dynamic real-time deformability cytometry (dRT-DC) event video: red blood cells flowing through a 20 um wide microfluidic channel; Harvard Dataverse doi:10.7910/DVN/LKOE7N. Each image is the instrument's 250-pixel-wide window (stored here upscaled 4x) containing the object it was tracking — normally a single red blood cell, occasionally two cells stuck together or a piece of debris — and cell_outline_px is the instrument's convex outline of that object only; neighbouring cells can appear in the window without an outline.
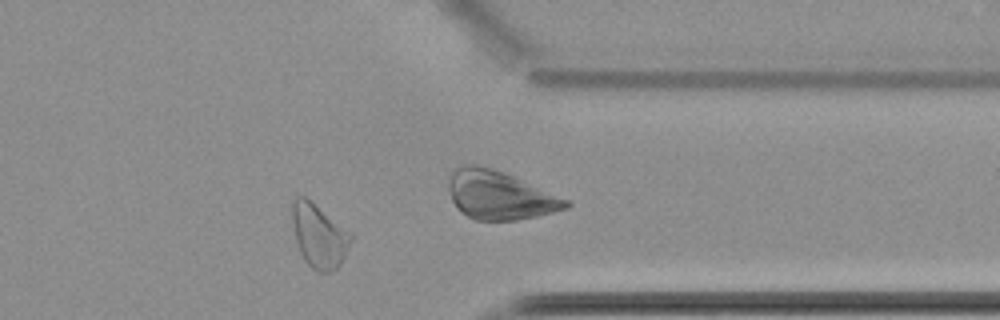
{"species": "common noctule bat (a hibernating species)", "species_latin": "Nyctalus noctula", "temperature_condition": "cold", "stored_images_in_passage": 42, "camera_frame_rate_fps": 3000, "um_per_image_px": 0.085, "animal": {"sex": "female", "body_mass_g": 22.7, "forearm_length_mm": 54.2}, "frame": {"image": 1, "passage_image": 30, "time_ms": 9.667, "image_size_px": [1000, 320], "cell_outline_px": [[356, 236], [340, 264], [336, 268], [328, 272], [316, 272], [308, 264], [300, 252], [296, 240], [292, 224], [292, 204], [296, 196], [304, 196], [312, 200]], "centroid_in_image_um": [27.15, 20.02], "position_along_channel_um": 384.2, "area_um2": 22.14}, "authors_computed_cell_mechanics": {"area_um2": 20.1722, "velocity_mm_per_s": 3.4439, "shape_relaxation_time_tau1_ms": null, "shape_relaxation_time_tau2_ms": 4.0452, "deformation_change_tau1": null, "deformation_change_tau2": 0.0611}}